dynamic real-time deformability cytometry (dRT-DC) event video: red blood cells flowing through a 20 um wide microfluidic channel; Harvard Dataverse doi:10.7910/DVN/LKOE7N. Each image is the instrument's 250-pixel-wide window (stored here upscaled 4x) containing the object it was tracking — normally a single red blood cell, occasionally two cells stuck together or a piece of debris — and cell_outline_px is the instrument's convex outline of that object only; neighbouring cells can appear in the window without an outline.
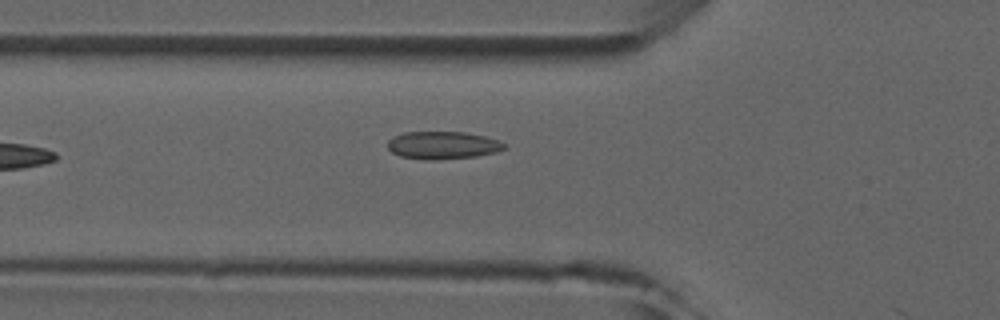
{"species": "common noctule bat (a hibernating species)", "species_latin": "Nyctalus noctula", "temperature_condition": "room temperature", "stored_images_in_passage": 5, "camera_frame_rate_fps": 3000, "um_per_image_px": 0.085, "animal": {"sex": "male", "forearm_length_mm": 52.5}, "frame": {"image": 1, "passage_image": 5, "time_ms": 5.667, "image_size_px": [1000, 320], "cell_outline_px": [[504, 148], [496, 152], [476, 156], [436, 160], [432, 160], [400, 156], [392, 152], [388, 148], [388, 140], [392, 136], [404, 132], [464, 132], [484, 136], [496, 140], [504, 144]], "centroid_in_image_um": [37.58, 12.34], "position_along_channel_um": 88.2, "area_um2": 18.61}}